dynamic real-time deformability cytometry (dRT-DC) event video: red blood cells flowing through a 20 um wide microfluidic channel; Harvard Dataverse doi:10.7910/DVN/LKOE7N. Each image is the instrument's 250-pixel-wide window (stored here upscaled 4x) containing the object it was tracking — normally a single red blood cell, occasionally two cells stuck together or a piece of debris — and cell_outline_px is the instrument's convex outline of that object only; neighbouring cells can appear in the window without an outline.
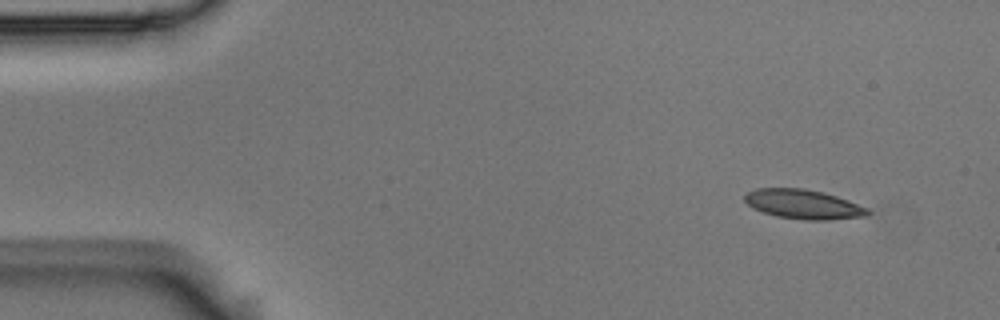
{"species": "Egyptian fruit bat (a non-hibernating species)", "species_latin": "Rousettus aegyptiacus", "temperature_condition": "room temperature", "stored_images_in_passage": 7, "camera_frame_rate_fps": 3000, "um_per_image_px": 0.085, "animal": {"sex": "male"}, "frame": {"image": 1, "passage_image": 1, "time_ms": 0.0, "image_size_px": [1000, 320], "cell_outline_px": [[872, 212], [868, 216], [828, 220], [808, 220], [776, 216], [752, 208], [744, 200], [744, 196], [748, 192], [756, 188], [804, 188], [836, 196], [848, 200], [868, 208]], "centroid_in_image_um": [68.3, 17.36], "position_along_channel_um": 16.7, "area_um2": 21.04}}
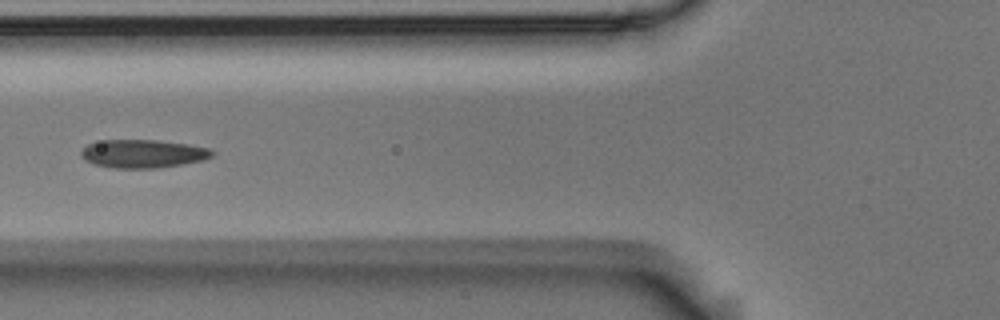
{"frame": {"image": 2, "passage_image": 5, "time_ms": 1.333, "image_size_px": [1000, 320], "cell_outline_px": [[216, 152], [212, 156], [204, 160], [156, 168], [112, 168], [92, 164], [84, 160], [80, 156], [80, 152], [88, 144], [104, 140], [160, 140], [188, 144], [212, 148]], "centroid_in_image_um": [12.16, 13.06], "position_along_channel_um": 113.6, "area_um2": 21.79}}
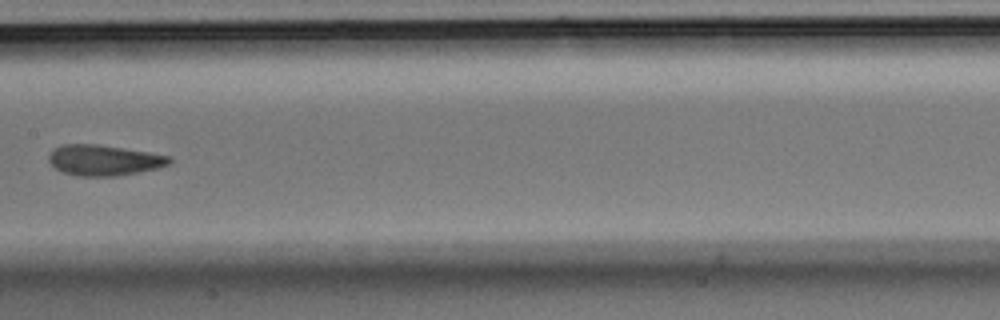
{"frame": {"image": 3, "passage_image": 7, "time_ms": 2.0, "image_size_px": [1000, 320], "cell_outline_px": [[172, 160], [168, 164], [156, 168], [116, 176], [76, 176], [64, 172], [56, 168], [48, 160], [48, 156], [52, 148], [64, 144], [100, 144], [148, 152], [168, 156]], "centroid_in_image_um": [8.78, 13.6], "position_along_channel_um": 198.6, "area_um2": 21.39}}